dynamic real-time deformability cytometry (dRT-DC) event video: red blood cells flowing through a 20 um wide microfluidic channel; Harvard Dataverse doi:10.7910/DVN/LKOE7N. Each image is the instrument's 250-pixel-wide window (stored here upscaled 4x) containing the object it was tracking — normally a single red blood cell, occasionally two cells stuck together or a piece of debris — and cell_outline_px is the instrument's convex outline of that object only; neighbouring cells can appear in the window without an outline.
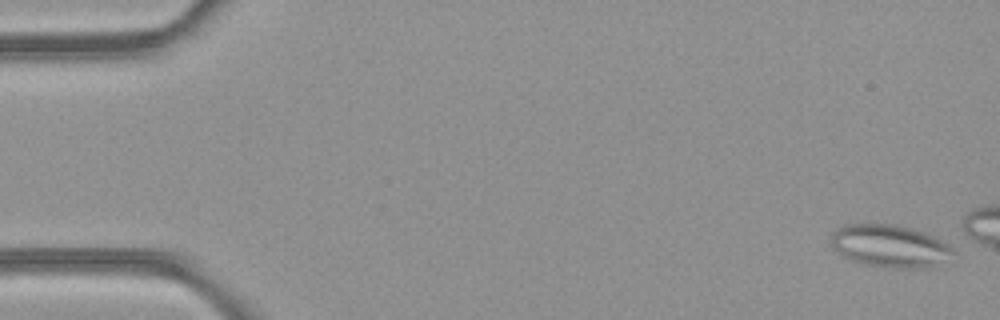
{"species": "common noctule bat (a hibernating species)", "species_latin": "Nyctalus noctula", "temperature_condition": "room temperature", "stored_images_in_passage": 50, "camera_frame_rate_fps": 3000, "um_per_image_px": 0.085, "animal": {"sex": "female", "body_mass_g": 21.9}, "frame": {"image": 1, "passage_image": 2, "time_ms": 0.333, "image_size_px": [1000, 320], "cell_outline_px": [[956, 252], [928, 268], [884, 268], [864, 264], [852, 260], [844, 256], [832, 248], [832, 232], [844, 224], [896, 224], [912, 228], [924, 232], [948, 244]], "centroid_in_image_um": [75.6, 20.91], "position_along_channel_um": 9.4, "area_um2": 30.11}}
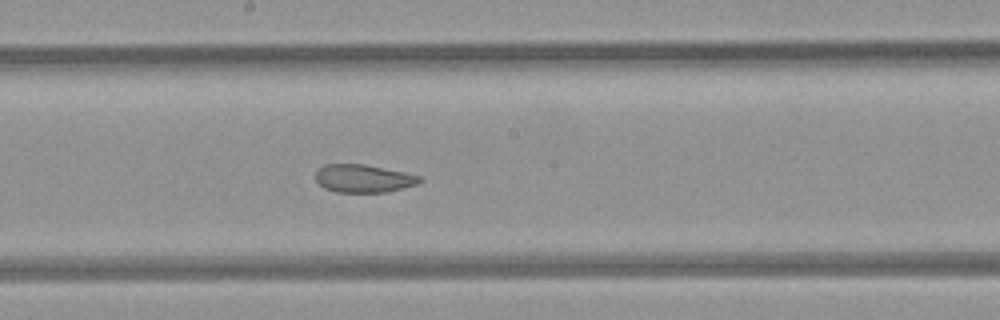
{"frame": {"image": 2, "passage_image": 27, "time_ms": 8.667, "image_size_px": [1000, 320], "cell_outline_px": [[424, 180], [420, 184], [388, 192], [336, 192], [324, 188], [316, 180], [316, 172], [324, 164], [364, 164], [404, 172], [420, 176]], "centroid_in_image_um": [30.94, 15.18], "position_along_channel_um": 217.3, "area_um2": 17.05}}
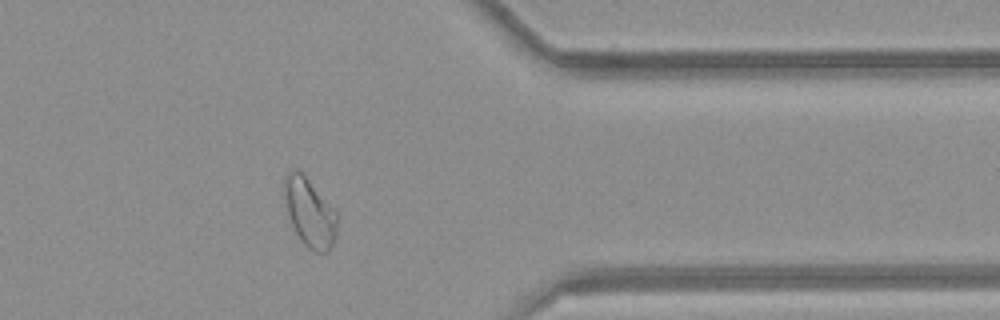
{"frame": {"image": 3, "passage_image": 40, "time_ms": 13.0, "image_size_px": [1000, 320], "cell_outline_px": [[340, 216], [336, 236], [328, 252], [316, 252], [308, 248], [300, 240], [292, 224], [288, 212], [284, 196], [284, 180], [288, 172], [296, 168], [308, 180]], "centroid_in_image_um": [26.35, 18.1], "position_along_channel_um": 385.0, "area_um2": 20.87}}